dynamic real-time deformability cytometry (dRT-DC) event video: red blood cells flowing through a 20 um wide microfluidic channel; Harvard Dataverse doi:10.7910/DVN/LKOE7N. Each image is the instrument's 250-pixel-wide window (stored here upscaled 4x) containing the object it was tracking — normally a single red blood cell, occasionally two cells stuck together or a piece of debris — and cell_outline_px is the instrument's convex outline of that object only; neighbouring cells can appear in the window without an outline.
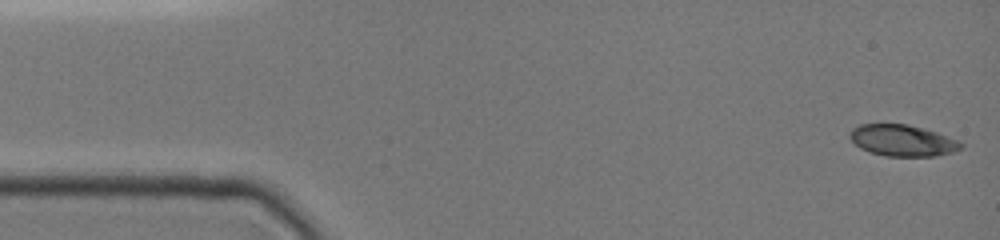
{"species": "common noctule bat (a hibernating species)", "species_latin": "Nyctalus noctula", "temperature_condition": "cold", "stored_images_in_passage": 48, "camera_frame_rate_fps": 3000, "um_per_image_px": 0.085, "animal": {"sex": "female", "body_mass_g": 19.0, "forearm_length_mm": 51.5}, "frame": {"image": 1, "passage_image": 1, "time_ms": 0.0, "image_size_px": [1000, 240], "cell_outline_px": [[964, 144], [960, 148], [952, 152], [936, 156], [884, 156], [868, 152], [860, 148], [848, 136], [848, 132], [852, 128], [860, 124], [908, 124], [936, 132], [960, 140]], "centroid_in_image_um": [76.69, 11.94], "position_along_channel_um": 8.3, "area_um2": 20.46}}
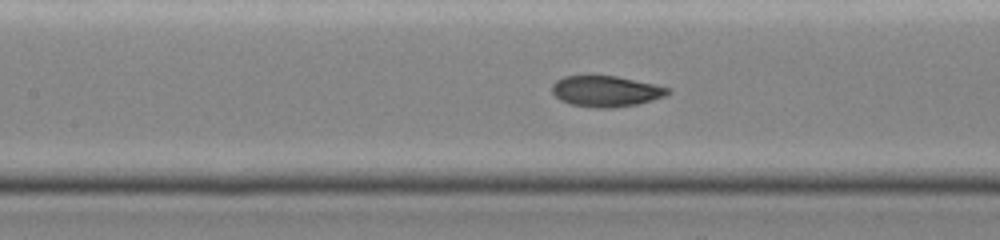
{"frame": {"image": 2, "passage_image": 21, "time_ms": 6.667, "image_size_px": [1000, 240], "cell_outline_px": [[672, 92], [664, 96], [652, 100], [636, 104], [612, 108], [592, 108], [568, 104], [560, 100], [552, 92], [552, 84], [556, 80], [564, 76], [616, 76], [672, 88]], "centroid_in_image_um": [51.49, 7.76], "position_along_channel_um": 155.9, "area_um2": 20.92}}
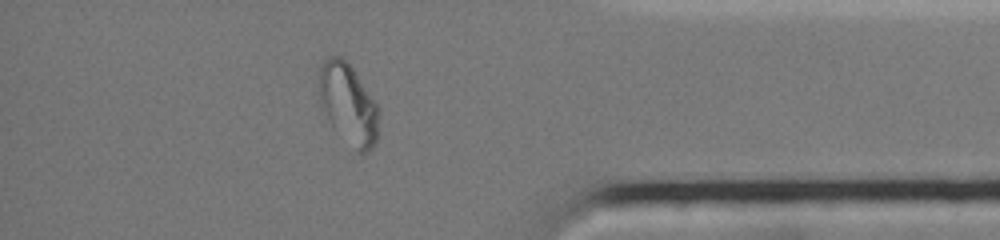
{"frame": {"image": 3, "passage_image": 41, "time_ms": 13.333, "image_size_px": [1000, 240], "cell_outline_px": [[380, 112], [376, 144], [368, 152], [356, 152], [332, 124], [320, 104], [320, 64], [328, 56], [340, 56], [352, 68], [380, 108]], "centroid_in_image_um": [29.64, 8.85], "position_along_channel_um": 405.6, "area_um2": 27.74}, "authors_computed_cell_mechanics": {"area_um2": 20.9814, "velocity_mm_per_s": 3.9528, "shape_relaxation_time_tau1_ms": 6.1843, "shape_relaxation_time_tau2_ms": null, "deformation_change_tau1": 0.2287, "deformation_change_tau2": null}}